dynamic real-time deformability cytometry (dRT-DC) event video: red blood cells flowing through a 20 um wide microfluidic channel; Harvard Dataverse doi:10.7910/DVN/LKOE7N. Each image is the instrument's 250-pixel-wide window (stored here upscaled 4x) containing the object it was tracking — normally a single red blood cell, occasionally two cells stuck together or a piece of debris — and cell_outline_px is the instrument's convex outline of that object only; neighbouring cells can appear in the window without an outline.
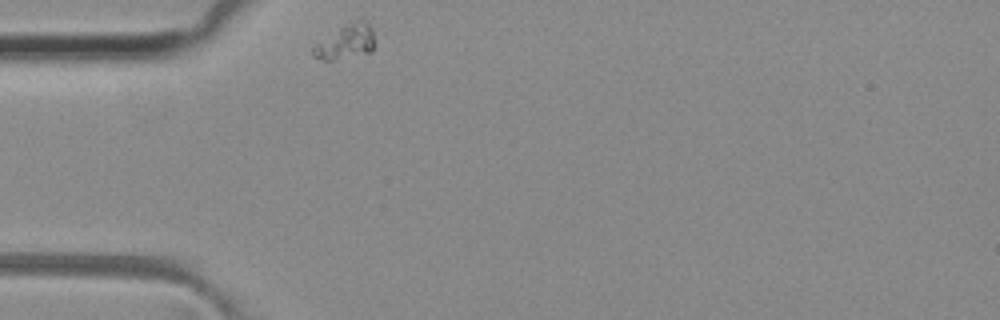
{"species": "common noctule bat (a hibernating species)", "species_latin": "Nyctalus noctula", "temperature_condition": "room temperature", "stored_images_in_passage": 29, "camera_frame_rate_fps": 3000, "um_per_image_px": 0.085, "animal": {"sex": "female", "body_mass_g": 29.2, "forearm_length_mm": 56.3}, "frame": {"image": 1, "passage_image": 1, "time_ms": 0.0, "image_size_px": [1000, 320], "cell_outline_px": [[376, 44], [372, 52], [332, 60], [320, 60], [312, 56], [312, 44], [344, 24], [352, 20], [364, 20], [372, 28]], "centroid_in_image_um": [29.37, 3.55], "position_along_channel_um": 55.6, "area_um2": 12.83}}
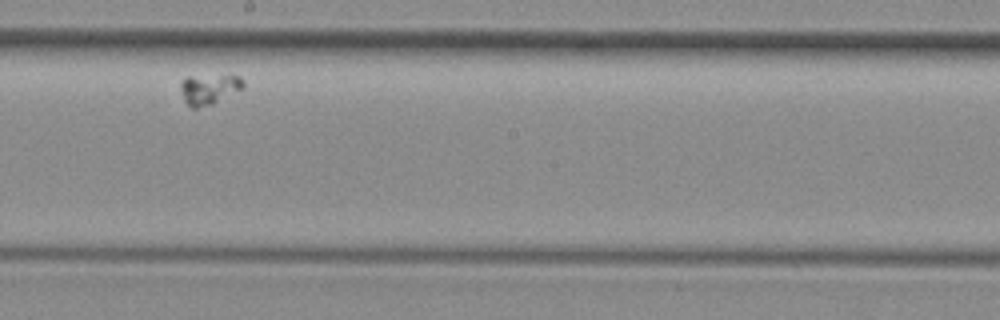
{"frame": {"image": 2, "passage_image": 17, "time_ms": 5.333, "image_size_px": [1000, 320], "cell_outline_px": [[244, 88], [212, 104], [196, 108], [192, 108], [184, 100], [180, 88], [180, 80], [188, 76], [228, 72], [232, 72], [240, 76], [244, 80]], "centroid_in_image_um": [17.83, 7.48], "position_along_channel_um": 230.4, "area_um2": 11.79}}
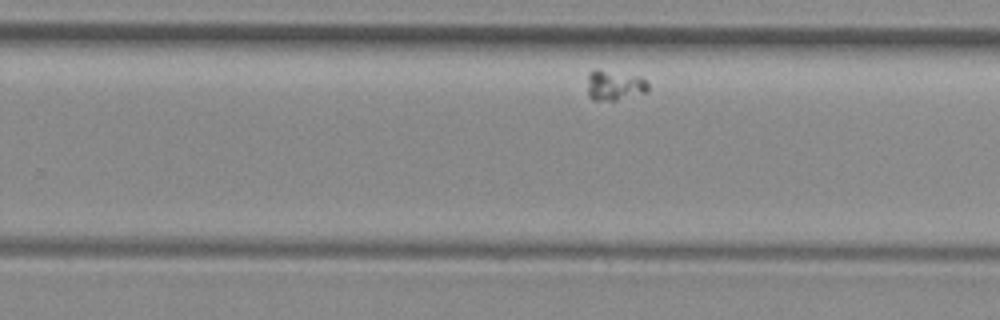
{"frame": {"image": 3, "passage_image": 21, "time_ms": 6.667, "image_size_px": [1000, 320], "cell_outline_px": [[648, 92], [616, 100], [592, 100], [588, 96], [588, 72], [596, 68], [640, 76], [648, 80]], "centroid_in_image_um": [52.24, 7.23], "position_along_channel_um": 277.6, "area_um2": 10.92}}